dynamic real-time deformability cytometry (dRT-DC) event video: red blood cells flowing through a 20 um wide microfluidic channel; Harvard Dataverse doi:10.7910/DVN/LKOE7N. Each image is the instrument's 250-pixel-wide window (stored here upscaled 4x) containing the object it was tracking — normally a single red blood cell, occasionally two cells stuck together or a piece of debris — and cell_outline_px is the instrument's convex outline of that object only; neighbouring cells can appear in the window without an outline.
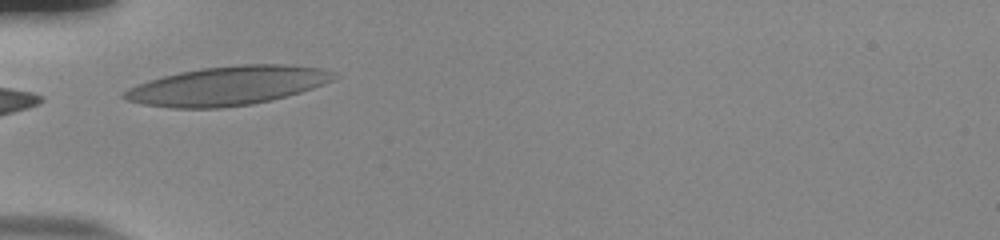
{"species": "human", "species_latin": "Homo sapiens", "temperature_condition": "room temperature", "stored_images_in_passage": 13, "camera_frame_rate_fps": 3000, "um_per_image_px": 0.085, "donor": {"sex": "male"}, "frame": {"image": 1, "passage_image": 1, "time_ms": 0.0, "image_size_px": [1000, 240], "cell_outline_px": [[340, 76], [324, 84], [300, 92], [272, 100], [252, 104], [220, 108], [172, 108], [144, 104], [128, 100], [120, 96], [128, 88], [136, 84], [148, 80], [180, 72], [200, 68], [240, 64], [284, 64], [320, 68], [336, 72]], "centroid_in_image_um": [19.36, 7.28], "position_along_channel_um": 65.6, "area_um2": 47.63}}
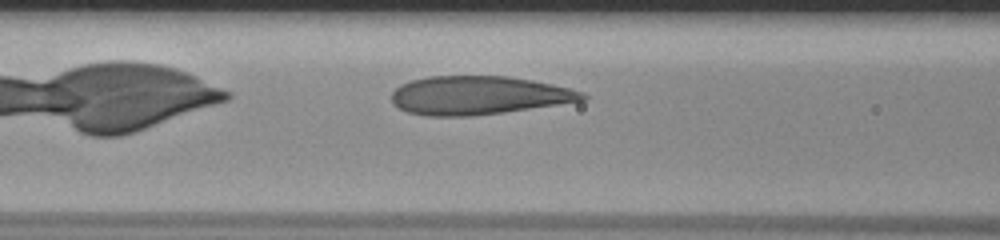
{"frame": {"image": 2, "passage_image": 6, "time_ms": 1.667, "image_size_px": [1000, 240], "cell_outline_px": [[588, 96], [584, 100], [504, 112], [472, 116], [428, 116], [408, 112], [392, 104], [392, 92], [400, 84], [412, 80], [428, 76], [508, 76], [532, 80], [572, 88], [584, 92]], "centroid_in_image_um": [40.66, 8.1], "position_along_channel_um": 125.9, "area_um2": 42.83}}
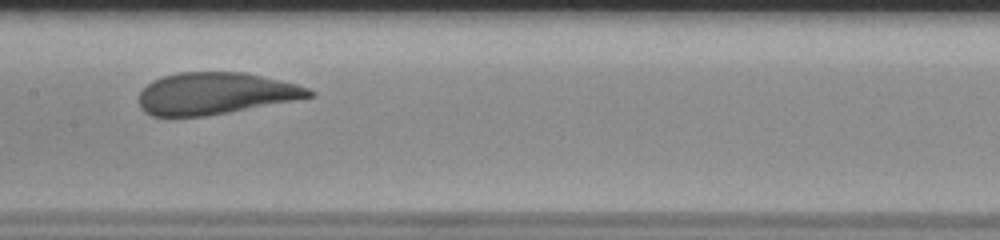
{"frame": {"image": 3, "passage_image": 11, "time_ms": 3.333, "image_size_px": [1000, 240], "cell_outline_px": [[316, 96], [228, 112], [204, 116], [152, 116], [144, 112], [140, 108], [140, 92], [152, 80], [164, 76], [180, 72], [244, 72], [296, 84], [308, 88], [316, 92]], "centroid_in_image_um": [18.3, 7.94], "position_along_channel_um": 189.1, "area_um2": 41.21}}